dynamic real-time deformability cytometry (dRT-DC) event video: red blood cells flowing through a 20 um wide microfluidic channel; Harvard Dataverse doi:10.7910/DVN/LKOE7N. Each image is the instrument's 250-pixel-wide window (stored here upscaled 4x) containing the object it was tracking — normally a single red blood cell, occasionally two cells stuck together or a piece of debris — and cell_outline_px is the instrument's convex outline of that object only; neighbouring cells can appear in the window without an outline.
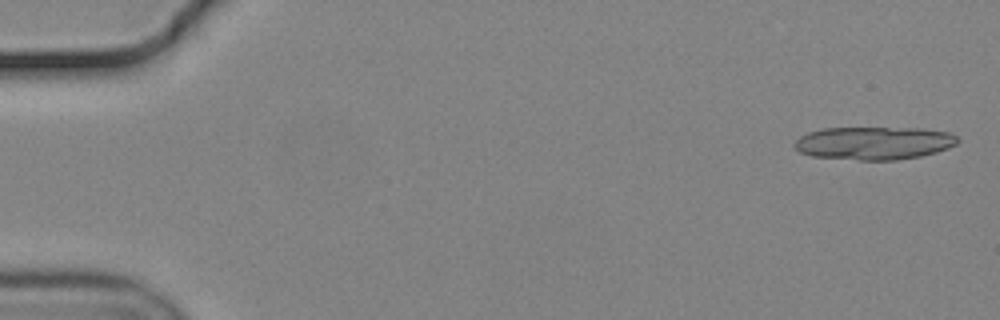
{"species": "common noctule bat (a hibernating species)", "species_latin": "Nyctalus noctula", "temperature_condition": "cold", "stored_images_in_passage": 16, "camera_frame_rate_fps": 3000, "um_per_image_px": 0.085, "animal": {"sex": "male", "body_mass_g": 19.2, "forearm_length_mm": 51.8}, "frame": {"image": 1, "passage_image": 1, "time_ms": 0.0, "image_size_px": [1000, 320], "cell_outline_px": [[960, 140], [956, 144], [948, 148], [936, 152], [920, 156], [896, 160], [860, 160], [812, 156], [800, 152], [792, 144], [800, 136], [808, 132], [824, 128], [920, 128], [948, 132], [956, 136]], "centroid_in_image_um": [74.28, 12.16], "position_along_channel_um": 10.7, "area_um2": 31.39}}